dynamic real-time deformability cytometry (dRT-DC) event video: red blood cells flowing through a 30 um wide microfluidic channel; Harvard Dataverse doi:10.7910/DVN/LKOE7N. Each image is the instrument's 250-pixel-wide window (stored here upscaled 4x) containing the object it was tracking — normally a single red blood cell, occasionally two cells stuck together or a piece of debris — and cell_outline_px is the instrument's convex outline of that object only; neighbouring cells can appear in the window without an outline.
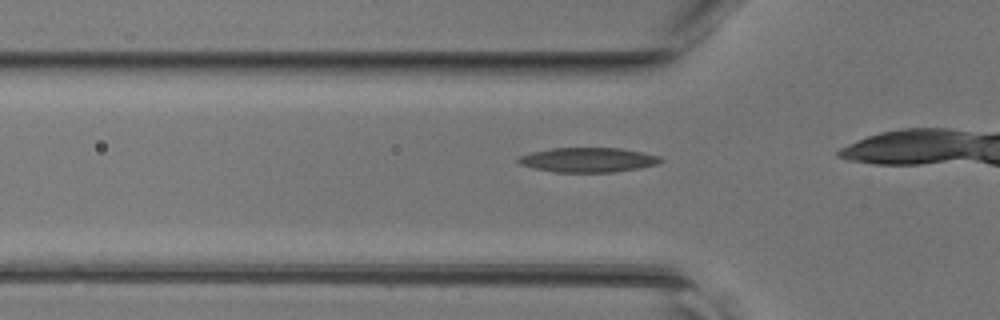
{"species": "common noctule bat (a hibernating species)", "species_latin": "Nyctalus noctula", "temperature_condition": "room temperature", "stored_images_in_passage": 11, "camera_frame_rate_fps": 3000, "um_per_image_px": 0.085, "animal": {"sex": "female", "body_mass_g": 17.0, "forearm_length_mm": 48.0}, "frame": {"image": 1, "passage_image": 7, "time_ms": 2.0, "image_size_px": [1000, 320], "cell_outline_px": [[664, 160], [656, 164], [640, 168], [612, 172], [552, 172], [520, 164], [516, 160], [520, 156], [532, 152], [552, 148], [620, 148], [660, 156]], "centroid_in_image_um": [49.99, 13.59], "position_along_channel_um": 75.8, "area_um2": 20.23}}
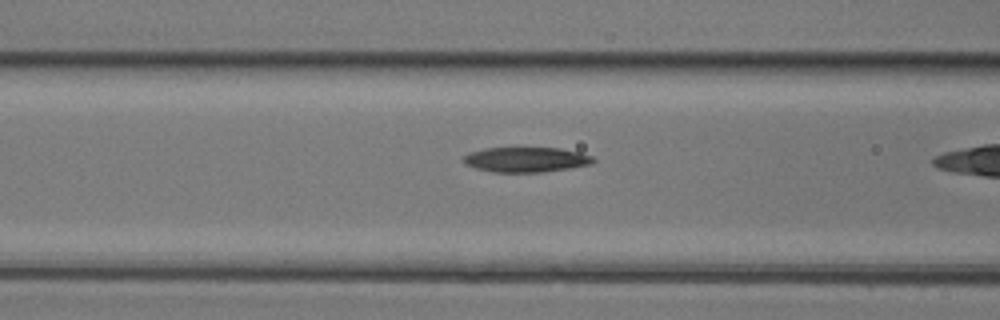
{"frame": {"image": 2, "passage_image": 10, "time_ms": 3.0, "image_size_px": [1000, 320], "cell_outline_px": [[596, 160], [592, 164], [544, 172], [492, 172], [476, 168], [464, 164], [460, 160], [464, 156], [472, 152], [484, 148], [560, 148], [580, 152], [592, 156]], "centroid_in_image_um": [44.71, 13.57], "position_along_channel_um": 121.9, "area_um2": 18.96}}